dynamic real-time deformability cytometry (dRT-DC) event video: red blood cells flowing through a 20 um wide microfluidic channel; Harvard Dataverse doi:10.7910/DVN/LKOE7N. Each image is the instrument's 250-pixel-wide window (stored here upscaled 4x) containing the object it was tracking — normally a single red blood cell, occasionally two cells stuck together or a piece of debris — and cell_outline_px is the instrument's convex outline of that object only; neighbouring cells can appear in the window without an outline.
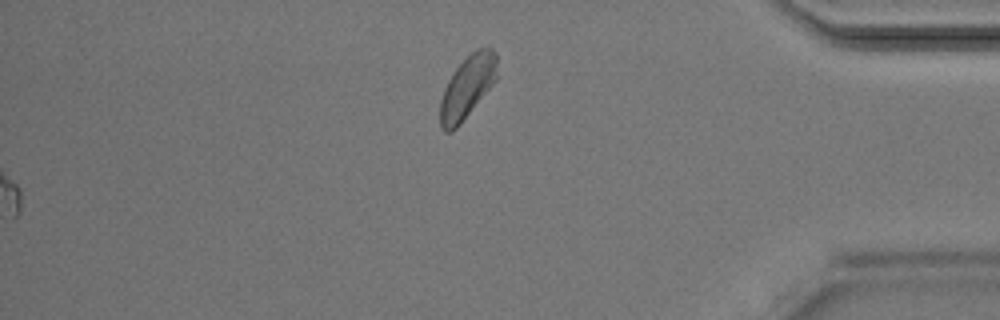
{"species": "Egyptian fruit bat (a non-hibernating species)", "species_latin": "Rousettus aegyptiacus", "temperature_condition": "room temperature", "stored_images_in_passage": 41, "segment_of_instrument_passage": [2, 2], "camera_frame_rate_fps": 3000, "um_per_image_px": 0.085, "animal": {"sex": "male"}, "frame": {"image": 1, "passage_image": 41, "time_ms": 13.333, "image_size_px": [1000, 320], "cell_outline_px": [[496, 80], [460, 124], [452, 132], [444, 132], [440, 128], [440, 100], [444, 88], [452, 72], [476, 48], [488, 44], [492, 48], [496, 56]], "centroid_in_image_um": [39.7, 7.39], "position_along_channel_um": 395.5, "area_um2": 20.75}}